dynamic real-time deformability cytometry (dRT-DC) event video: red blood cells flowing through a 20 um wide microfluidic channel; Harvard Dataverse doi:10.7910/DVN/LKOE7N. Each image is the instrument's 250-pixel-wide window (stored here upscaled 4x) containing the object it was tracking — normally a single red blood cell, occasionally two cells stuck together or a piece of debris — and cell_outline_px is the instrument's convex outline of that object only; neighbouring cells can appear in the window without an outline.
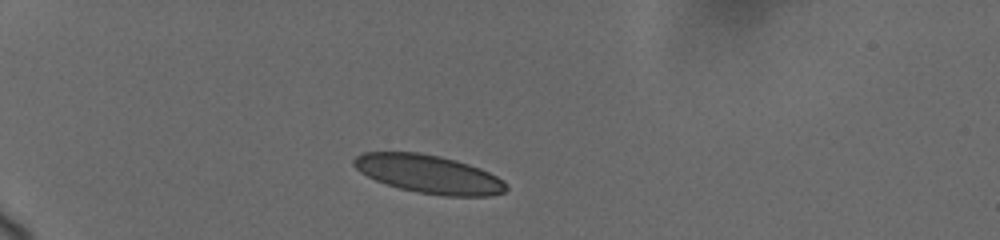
{"species": "human", "species_latin": "Homo sapiens", "temperature_condition": "cold", "stored_images_in_passage": 26, "camera_frame_rate_fps": 3000, "um_per_image_px": 0.085, "donor": {"sex": "female"}, "frame": {"image": 1, "passage_image": 1, "time_ms": 0.0, "image_size_px": [1000, 240], "cell_outline_px": [[508, 188], [504, 192], [488, 196], [444, 196], [416, 192], [400, 188], [376, 180], [360, 172], [352, 164], [352, 160], [356, 156], [364, 152], [420, 152], [440, 156], [456, 160], [480, 168], [504, 180], [508, 184]], "centroid_in_image_um": [36.46, 14.79], "position_along_channel_um": 48.5, "area_um2": 34.04}}
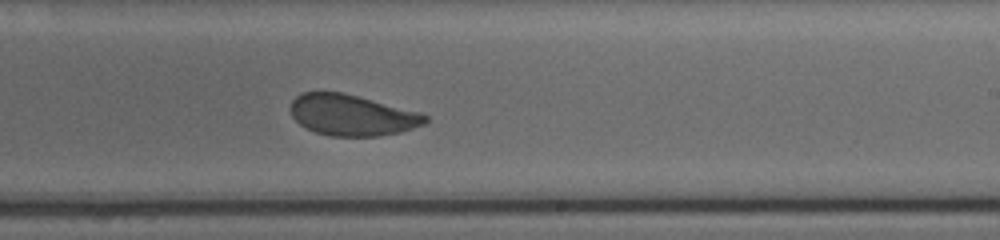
{"frame": {"image": 2, "passage_image": 14, "time_ms": 7.0, "image_size_px": [1000, 240], "cell_outline_px": [[428, 120], [424, 124], [400, 132], [380, 136], [332, 136], [316, 132], [300, 124], [292, 116], [292, 100], [296, 96], [304, 92], [344, 92], [420, 112], [428, 116]], "centroid_in_image_um": [29.94, 9.78], "position_along_channel_um": 259.1, "area_um2": 32.02}}
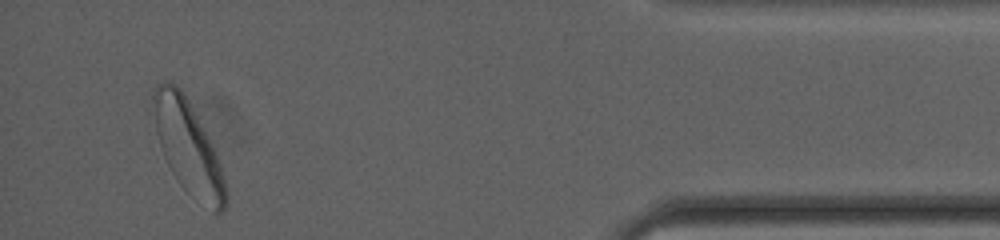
{"frame": {"image": 3, "passage_image": 25, "time_ms": 12.667, "image_size_px": [1000, 240], "cell_outline_px": [[228, 204], [220, 212], [212, 212], [188, 192], [176, 180], [164, 156], [148, 112], [152, 92], [156, 84], [164, 80], [168, 80], [176, 84], [184, 92], [220, 164], [224, 176], [228, 192]], "centroid_in_image_um": [15.9, 12.45], "position_along_channel_um": 419.3, "area_um2": 39.59}, "authors_computed_cell_mechanics": {"area_um2": 33.7841, "velocity_mm_per_s": 3.6576, "shape_relaxation_time_tau1_ms": 3.3233, "shape_relaxation_time_tau2_ms": 1.0841, "deformation_change_tau1": 0.1042, "deformation_change_tau2": 0.0542}}